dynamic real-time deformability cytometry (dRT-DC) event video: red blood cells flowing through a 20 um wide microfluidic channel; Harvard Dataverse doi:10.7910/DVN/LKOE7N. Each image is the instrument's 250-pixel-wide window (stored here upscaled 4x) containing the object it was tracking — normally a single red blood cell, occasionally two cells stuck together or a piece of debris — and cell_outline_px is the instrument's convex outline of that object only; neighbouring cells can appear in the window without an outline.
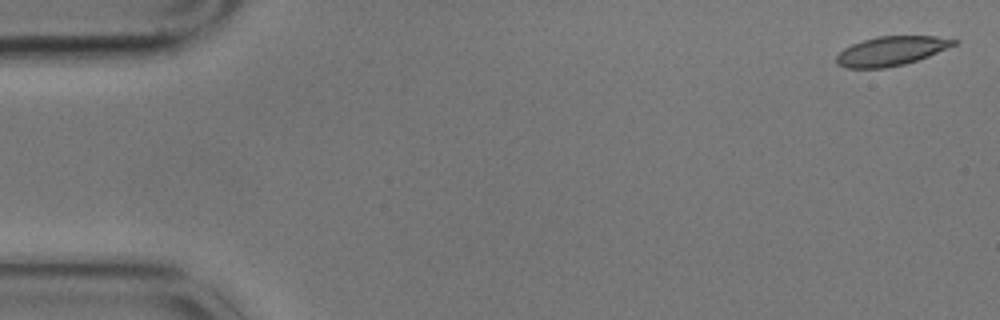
{"species": "common noctule bat (a hibernating species)", "species_latin": "Nyctalus noctula", "temperature_condition": "cold", "stored_images_in_passage": 5, "camera_frame_rate_fps": 3000, "um_per_image_px": 0.085, "animal": {"sex": "male", "body_mass_g": 17.9}, "frame": {"image": 1, "passage_image": 1, "time_ms": 0.0, "image_size_px": [1000, 320], "cell_outline_px": [[960, 40], [956, 44], [928, 56], [904, 64], [884, 68], [844, 68], [836, 64], [836, 56], [844, 48], [852, 44], [876, 36], [936, 36]], "centroid_in_image_um": [75.73, 4.33], "position_along_channel_um": 9.3, "area_um2": 19.94}}
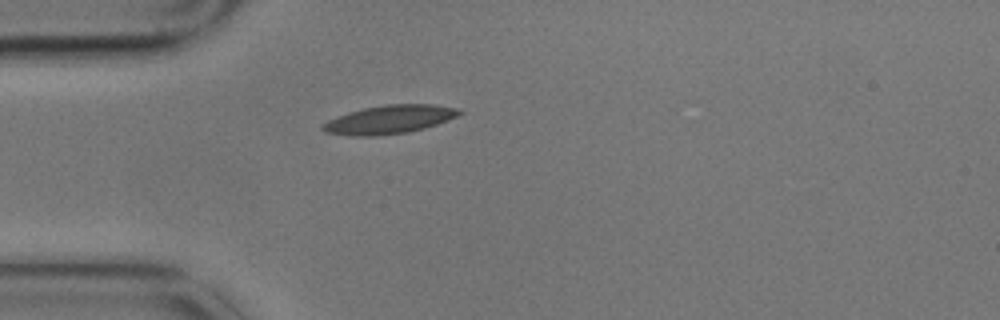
{"frame": {"image": 2, "passage_image": 5, "time_ms": 1.333, "image_size_px": [1000, 320], "cell_outline_px": [[464, 112], [456, 116], [436, 124], [424, 128], [408, 132], [376, 136], [352, 136], [324, 132], [320, 128], [328, 120], [336, 116], [348, 112], [364, 108], [384, 104], [432, 104], [460, 108]], "centroid_in_image_um": [33.08, 10.15], "position_along_channel_um": 51.9, "area_um2": 22.72}}